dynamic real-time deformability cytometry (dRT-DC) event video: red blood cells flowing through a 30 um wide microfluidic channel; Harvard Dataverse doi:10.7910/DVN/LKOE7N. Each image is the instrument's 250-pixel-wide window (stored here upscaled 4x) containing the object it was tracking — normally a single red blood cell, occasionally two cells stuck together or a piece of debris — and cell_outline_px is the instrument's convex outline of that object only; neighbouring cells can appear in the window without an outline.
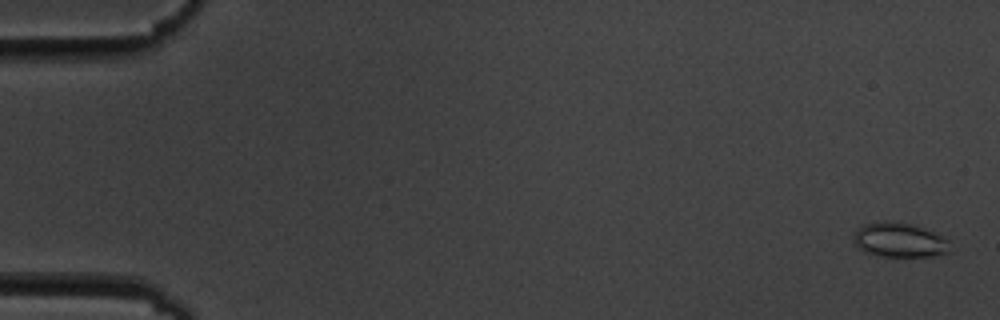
{"species": "common noctule bat (a hibernating species)", "species_latin": "Nyctalus noctula", "temperature_condition": "cold", "stored_images_in_passage": 5, "camera_frame_rate_fps": 3000, "um_per_image_px": 0.085, "animal": {"sex": "male", "body_mass_g": 19.5, "forearm_length_mm": 54.6}, "frame": {"image": 1, "passage_image": 1, "time_ms": 0.0, "image_size_px": [1000, 320], "cell_outline_px": [[948, 252], [932, 256], [880, 256], [864, 252], [852, 240], [852, 236], [864, 224], [908, 224], [924, 228], [944, 236], [948, 240]], "centroid_in_image_um": [76.47, 20.45], "position_along_channel_um": 8.5, "area_um2": 18.55}}
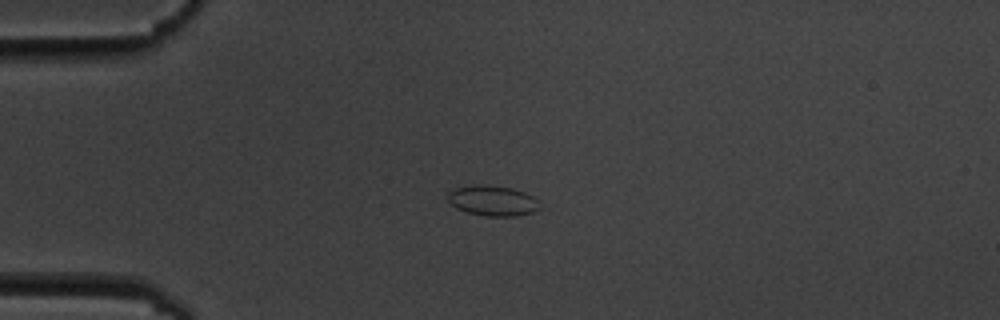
{"frame": {"image": 2, "passage_image": 4, "time_ms": 4.333, "image_size_px": [1000, 320], "cell_outline_px": [[540, 208], [536, 212], [516, 216], [484, 216], [468, 212], [456, 208], [448, 200], [448, 192], [456, 188], [472, 184], [484, 184], [512, 188], [524, 192], [532, 196], [536, 200]], "centroid_in_image_um": [41.87, 17.05], "position_along_channel_um": 43.1, "area_um2": 16.3}}